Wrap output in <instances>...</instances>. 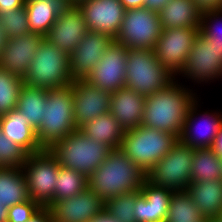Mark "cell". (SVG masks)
<instances>
[{
	"mask_svg": "<svg viewBox=\"0 0 222 222\" xmlns=\"http://www.w3.org/2000/svg\"><path fill=\"white\" fill-rule=\"evenodd\" d=\"M172 81L162 90L145 98L141 125L171 133L178 139L191 104L196 100L193 90Z\"/></svg>",
	"mask_w": 222,
	"mask_h": 222,
	"instance_id": "obj_1",
	"label": "cell"
},
{
	"mask_svg": "<svg viewBox=\"0 0 222 222\" xmlns=\"http://www.w3.org/2000/svg\"><path fill=\"white\" fill-rule=\"evenodd\" d=\"M147 174L120 149H112L105 161L88 177V187L106 200L140 190Z\"/></svg>",
	"mask_w": 222,
	"mask_h": 222,
	"instance_id": "obj_2",
	"label": "cell"
},
{
	"mask_svg": "<svg viewBox=\"0 0 222 222\" xmlns=\"http://www.w3.org/2000/svg\"><path fill=\"white\" fill-rule=\"evenodd\" d=\"M47 150L60 166L80 172L88 178L105 161L112 149L77 129L54 142Z\"/></svg>",
	"mask_w": 222,
	"mask_h": 222,
	"instance_id": "obj_3",
	"label": "cell"
},
{
	"mask_svg": "<svg viewBox=\"0 0 222 222\" xmlns=\"http://www.w3.org/2000/svg\"><path fill=\"white\" fill-rule=\"evenodd\" d=\"M72 84L66 87L47 89L44 118L35 130L38 142L43 149L77 130L73 118Z\"/></svg>",
	"mask_w": 222,
	"mask_h": 222,
	"instance_id": "obj_4",
	"label": "cell"
},
{
	"mask_svg": "<svg viewBox=\"0 0 222 222\" xmlns=\"http://www.w3.org/2000/svg\"><path fill=\"white\" fill-rule=\"evenodd\" d=\"M177 141L171 133L140 125L125 131L120 150L148 174Z\"/></svg>",
	"mask_w": 222,
	"mask_h": 222,
	"instance_id": "obj_5",
	"label": "cell"
},
{
	"mask_svg": "<svg viewBox=\"0 0 222 222\" xmlns=\"http://www.w3.org/2000/svg\"><path fill=\"white\" fill-rule=\"evenodd\" d=\"M23 82L31 87L45 89L66 87L72 84L69 54L44 39Z\"/></svg>",
	"mask_w": 222,
	"mask_h": 222,
	"instance_id": "obj_6",
	"label": "cell"
},
{
	"mask_svg": "<svg viewBox=\"0 0 222 222\" xmlns=\"http://www.w3.org/2000/svg\"><path fill=\"white\" fill-rule=\"evenodd\" d=\"M125 87L145 97L176 78L159 62L153 49H128Z\"/></svg>",
	"mask_w": 222,
	"mask_h": 222,
	"instance_id": "obj_7",
	"label": "cell"
},
{
	"mask_svg": "<svg viewBox=\"0 0 222 222\" xmlns=\"http://www.w3.org/2000/svg\"><path fill=\"white\" fill-rule=\"evenodd\" d=\"M59 167V163L47 149L28 154L22 165L30 199L41 207H49L55 202V181Z\"/></svg>",
	"mask_w": 222,
	"mask_h": 222,
	"instance_id": "obj_8",
	"label": "cell"
},
{
	"mask_svg": "<svg viewBox=\"0 0 222 222\" xmlns=\"http://www.w3.org/2000/svg\"><path fill=\"white\" fill-rule=\"evenodd\" d=\"M159 13L139 7L125 10L120 30L114 39L127 49H153L162 32Z\"/></svg>",
	"mask_w": 222,
	"mask_h": 222,
	"instance_id": "obj_9",
	"label": "cell"
},
{
	"mask_svg": "<svg viewBox=\"0 0 222 222\" xmlns=\"http://www.w3.org/2000/svg\"><path fill=\"white\" fill-rule=\"evenodd\" d=\"M194 149L179 139L164 158L148 172L147 179L154 185L173 191H185L191 183Z\"/></svg>",
	"mask_w": 222,
	"mask_h": 222,
	"instance_id": "obj_10",
	"label": "cell"
},
{
	"mask_svg": "<svg viewBox=\"0 0 222 222\" xmlns=\"http://www.w3.org/2000/svg\"><path fill=\"white\" fill-rule=\"evenodd\" d=\"M198 28L163 29L154 48L156 58L175 77L186 64Z\"/></svg>",
	"mask_w": 222,
	"mask_h": 222,
	"instance_id": "obj_11",
	"label": "cell"
},
{
	"mask_svg": "<svg viewBox=\"0 0 222 222\" xmlns=\"http://www.w3.org/2000/svg\"><path fill=\"white\" fill-rule=\"evenodd\" d=\"M181 74L197 83L222 78V53L200 32L179 75Z\"/></svg>",
	"mask_w": 222,
	"mask_h": 222,
	"instance_id": "obj_12",
	"label": "cell"
},
{
	"mask_svg": "<svg viewBox=\"0 0 222 222\" xmlns=\"http://www.w3.org/2000/svg\"><path fill=\"white\" fill-rule=\"evenodd\" d=\"M127 52L128 49L122 44L113 41L85 80L108 92L124 88Z\"/></svg>",
	"mask_w": 222,
	"mask_h": 222,
	"instance_id": "obj_13",
	"label": "cell"
},
{
	"mask_svg": "<svg viewBox=\"0 0 222 222\" xmlns=\"http://www.w3.org/2000/svg\"><path fill=\"white\" fill-rule=\"evenodd\" d=\"M73 118L77 128L110 112L112 92L91 85L86 80H73Z\"/></svg>",
	"mask_w": 222,
	"mask_h": 222,
	"instance_id": "obj_14",
	"label": "cell"
},
{
	"mask_svg": "<svg viewBox=\"0 0 222 222\" xmlns=\"http://www.w3.org/2000/svg\"><path fill=\"white\" fill-rule=\"evenodd\" d=\"M87 28L116 38L125 13L120 0H85L79 3Z\"/></svg>",
	"mask_w": 222,
	"mask_h": 222,
	"instance_id": "obj_15",
	"label": "cell"
},
{
	"mask_svg": "<svg viewBox=\"0 0 222 222\" xmlns=\"http://www.w3.org/2000/svg\"><path fill=\"white\" fill-rule=\"evenodd\" d=\"M113 41L114 39L107 34L88 30L69 55L73 80H85Z\"/></svg>",
	"mask_w": 222,
	"mask_h": 222,
	"instance_id": "obj_16",
	"label": "cell"
},
{
	"mask_svg": "<svg viewBox=\"0 0 222 222\" xmlns=\"http://www.w3.org/2000/svg\"><path fill=\"white\" fill-rule=\"evenodd\" d=\"M197 106L196 99L189 108L179 140L193 149L211 148L222 125V114L219 111L203 112L204 114L198 118H202L203 121L199 120L198 123Z\"/></svg>",
	"mask_w": 222,
	"mask_h": 222,
	"instance_id": "obj_17",
	"label": "cell"
},
{
	"mask_svg": "<svg viewBox=\"0 0 222 222\" xmlns=\"http://www.w3.org/2000/svg\"><path fill=\"white\" fill-rule=\"evenodd\" d=\"M87 32V24L81 10L72 5L67 11L60 13L44 37L49 43L70 55Z\"/></svg>",
	"mask_w": 222,
	"mask_h": 222,
	"instance_id": "obj_18",
	"label": "cell"
},
{
	"mask_svg": "<svg viewBox=\"0 0 222 222\" xmlns=\"http://www.w3.org/2000/svg\"><path fill=\"white\" fill-rule=\"evenodd\" d=\"M44 39L42 34L32 32L8 39L1 53L0 67L24 79Z\"/></svg>",
	"mask_w": 222,
	"mask_h": 222,
	"instance_id": "obj_19",
	"label": "cell"
},
{
	"mask_svg": "<svg viewBox=\"0 0 222 222\" xmlns=\"http://www.w3.org/2000/svg\"><path fill=\"white\" fill-rule=\"evenodd\" d=\"M53 222H88L104 209V202L89 187L50 206Z\"/></svg>",
	"mask_w": 222,
	"mask_h": 222,
	"instance_id": "obj_20",
	"label": "cell"
},
{
	"mask_svg": "<svg viewBox=\"0 0 222 222\" xmlns=\"http://www.w3.org/2000/svg\"><path fill=\"white\" fill-rule=\"evenodd\" d=\"M136 197L134 215L136 222H165L173 190L160 187L148 179L143 182Z\"/></svg>",
	"mask_w": 222,
	"mask_h": 222,
	"instance_id": "obj_21",
	"label": "cell"
},
{
	"mask_svg": "<svg viewBox=\"0 0 222 222\" xmlns=\"http://www.w3.org/2000/svg\"><path fill=\"white\" fill-rule=\"evenodd\" d=\"M145 98L144 95L126 87L112 92L110 113L125 131L141 125Z\"/></svg>",
	"mask_w": 222,
	"mask_h": 222,
	"instance_id": "obj_22",
	"label": "cell"
},
{
	"mask_svg": "<svg viewBox=\"0 0 222 222\" xmlns=\"http://www.w3.org/2000/svg\"><path fill=\"white\" fill-rule=\"evenodd\" d=\"M71 6L69 0H26L25 9L30 31L45 36L60 13Z\"/></svg>",
	"mask_w": 222,
	"mask_h": 222,
	"instance_id": "obj_23",
	"label": "cell"
},
{
	"mask_svg": "<svg viewBox=\"0 0 222 222\" xmlns=\"http://www.w3.org/2000/svg\"><path fill=\"white\" fill-rule=\"evenodd\" d=\"M0 129L6 137L22 147L28 154L43 150L38 142L36 131L17 109L0 116Z\"/></svg>",
	"mask_w": 222,
	"mask_h": 222,
	"instance_id": "obj_24",
	"label": "cell"
},
{
	"mask_svg": "<svg viewBox=\"0 0 222 222\" xmlns=\"http://www.w3.org/2000/svg\"><path fill=\"white\" fill-rule=\"evenodd\" d=\"M186 192L203 217H219L222 211V179L191 182Z\"/></svg>",
	"mask_w": 222,
	"mask_h": 222,
	"instance_id": "obj_25",
	"label": "cell"
},
{
	"mask_svg": "<svg viewBox=\"0 0 222 222\" xmlns=\"http://www.w3.org/2000/svg\"><path fill=\"white\" fill-rule=\"evenodd\" d=\"M158 13L162 29H200L202 13L192 0H169Z\"/></svg>",
	"mask_w": 222,
	"mask_h": 222,
	"instance_id": "obj_26",
	"label": "cell"
},
{
	"mask_svg": "<svg viewBox=\"0 0 222 222\" xmlns=\"http://www.w3.org/2000/svg\"><path fill=\"white\" fill-rule=\"evenodd\" d=\"M78 130L92 140L105 143L111 149H120L125 133V130L110 112L84 123Z\"/></svg>",
	"mask_w": 222,
	"mask_h": 222,
	"instance_id": "obj_27",
	"label": "cell"
},
{
	"mask_svg": "<svg viewBox=\"0 0 222 222\" xmlns=\"http://www.w3.org/2000/svg\"><path fill=\"white\" fill-rule=\"evenodd\" d=\"M30 200L22 168L0 167V203L9 208Z\"/></svg>",
	"mask_w": 222,
	"mask_h": 222,
	"instance_id": "obj_28",
	"label": "cell"
},
{
	"mask_svg": "<svg viewBox=\"0 0 222 222\" xmlns=\"http://www.w3.org/2000/svg\"><path fill=\"white\" fill-rule=\"evenodd\" d=\"M46 97L47 89L31 87L25 84H23L19 92L16 109L23 114V117L28 119V123L34 130L39 127L45 116Z\"/></svg>",
	"mask_w": 222,
	"mask_h": 222,
	"instance_id": "obj_29",
	"label": "cell"
},
{
	"mask_svg": "<svg viewBox=\"0 0 222 222\" xmlns=\"http://www.w3.org/2000/svg\"><path fill=\"white\" fill-rule=\"evenodd\" d=\"M222 179L221 158L211 149H194L191 182Z\"/></svg>",
	"mask_w": 222,
	"mask_h": 222,
	"instance_id": "obj_30",
	"label": "cell"
},
{
	"mask_svg": "<svg viewBox=\"0 0 222 222\" xmlns=\"http://www.w3.org/2000/svg\"><path fill=\"white\" fill-rule=\"evenodd\" d=\"M200 219L207 218L203 217L186 190L174 191L165 222H196Z\"/></svg>",
	"mask_w": 222,
	"mask_h": 222,
	"instance_id": "obj_31",
	"label": "cell"
},
{
	"mask_svg": "<svg viewBox=\"0 0 222 222\" xmlns=\"http://www.w3.org/2000/svg\"><path fill=\"white\" fill-rule=\"evenodd\" d=\"M55 202L76 196L88 187V178L80 172L60 166L55 181Z\"/></svg>",
	"mask_w": 222,
	"mask_h": 222,
	"instance_id": "obj_32",
	"label": "cell"
},
{
	"mask_svg": "<svg viewBox=\"0 0 222 222\" xmlns=\"http://www.w3.org/2000/svg\"><path fill=\"white\" fill-rule=\"evenodd\" d=\"M23 79L0 67V116L17 108Z\"/></svg>",
	"mask_w": 222,
	"mask_h": 222,
	"instance_id": "obj_33",
	"label": "cell"
},
{
	"mask_svg": "<svg viewBox=\"0 0 222 222\" xmlns=\"http://www.w3.org/2000/svg\"><path fill=\"white\" fill-rule=\"evenodd\" d=\"M140 190L110 198L104 202V210L119 222H136L134 208Z\"/></svg>",
	"mask_w": 222,
	"mask_h": 222,
	"instance_id": "obj_34",
	"label": "cell"
},
{
	"mask_svg": "<svg viewBox=\"0 0 222 222\" xmlns=\"http://www.w3.org/2000/svg\"><path fill=\"white\" fill-rule=\"evenodd\" d=\"M0 25L8 39L19 37L30 31L25 6L0 15Z\"/></svg>",
	"mask_w": 222,
	"mask_h": 222,
	"instance_id": "obj_35",
	"label": "cell"
},
{
	"mask_svg": "<svg viewBox=\"0 0 222 222\" xmlns=\"http://www.w3.org/2000/svg\"><path fill=\"white\" fill-rule=\"evenodd\" d=\"M28 153L0 129V167L22 168Z\"/></svg>",
	"mask_w": 222,
	"mask_h": 222,
	"instance_id": "obj_36",
	"label": "cell"
},
{
	"mask_svg": "<svg viewBox=\"0 0 222 222\" xmlns=\"http://www.w3.org/2000/svg\"><path fill=\"white\" fill-rule=\"evenodd\" d=\"M222 10L202 13L200 33L214 44L222 53ZM221 24V26H220Z\"/></svg>",
	"mask_w": 222,
	"mask_h": 222,
	"instance_id": "obj_37",
	"label": "cell"
},
{
	"mask_svg": "<svg viewBox=\"0 0 222 222\" xmlns=\"http://www.w3.org/2000/svg\"><path fill=\"white\" fill-rule=\"evenodd\" d=\"M41 206L30 200L15 204L8 208L7 222H26L28 221Z\"/></svg>",
	"mask_w": 222,
	"mask_h": 222,
	"instance_id": "obj_38",
	"label": "cell"
},
{
	"mask_svg": "<svg viewBox=\"0 0 222 222\" xmlns=\"http://www.w3.org/2000/svg\"><path fill=\"white\" fill-rule=\"evenodd\" d=\"M201 13L222 10V0H192Z\"/></svg>",
	"mask_w": 222,
	"mask_h": 222,
	"instance_id": "obj_39",
	"label": "cell"
},
{
	"mask_svg": "<svg viewBox=\"0 0 222 222\" xmlns=\"http://www.w3.org/2000/svg\"><path fill=\"white\" fill-rule=\"evenodd\" d=\"M26 222H53L49 207H40L36 213Z\"/></svg>",
	"mask_w": 222,
	"mask_h": 222,
	"instance_id": "obj_40",
	"label": "cell"
},
{
	"mask_svg": "<svg viewBox=\"0 0 222 222\" xmlns=\"http://www.w3.org/2000/svg\"><path fill=\"white\" fill-rule=\"evenodd\" d=\"M26 0H0V15L25 6Z\"/></svg>",
	"mask_w": 222,
	"mask_h": 222,
	"instance_id": "obj_41",
	"label": "cell"
},
{
	"mask_svg": "<svg viewBox=\"0 0 222 222\" xmlns=\"http://www.w3.org/2000/svg\"><path fill=\"white\" fill-rule=\"evenodd\" d=\"M88 222H119L112 217L106 210H102L97 216H94Z\"/></svg>",
	"mask_w": 222,
	"mask_h": 222,
	"instance_id": "obj_42",
	"label": "cell"
},
{
	"mask_svg": "<svg viewBox=\"0 0 222 222\" xmlns=\"http://www.w3.org/2000/svg\"><path fill=\"white\" fill-rule=\"evenodd\" d=\"M211 149L220 157L222 158V125L220 127V130L216 136V139L214 140V143L211 147Z\"/></svg>",
	"mask_w": 222,
	"mask_h": 222,
	"instance_id": "obj_43",
	"label": "cell"
},
{
	"mask_svg": "<svg viewBox=\"0 0 222 222\" xmlns=\"http://www.w3.org/2000/svg\"><path fill=\"white\" fill-rule=\"evenodd\" d=\"M168 1L169 0H145V7L158 12Z\"/></svg>",
	"mask_w": 222,
	"mask_h": 222,
	"instance_id": "obj_44",
	"label": "cell"
},
{
	"mask_svg": "<svg viewBox=\"0 0 222 222\" xmlns=\"http://www.w3.org/2000/svg\"><path fill=\"white\" fill-rule=\"evenodd\" d=\"M125 10L134 9L145 6V0H120Z\"/></svg>",
	"mask_w": 222,
	"mask_h": 222,
	"instance_id": "obj_45",
	"label": "cell"
},
{
	"mask_svg": "<svg viewBox=\"0 0 222 222\" xmlns=\"http://www.w3.org/2000/svg\"><path fill=\"white\" fill-rule=\"evenodd\" d=\"M7 36L5 32L3 31V27L0 25V58H1V53L3 52L4 48L6 47L7 43Z\"/></svg>",
	"mask_w": 222,
	"mask_h": 222,
	"instance_id": "obj_46",
	"label": "cell"
},
{
	"mask_svg": "<svg viewBox=\"0 0 222 222\" xmlns=\"http://www.w3.org/2000/svg\"><path fill=\"white\" fill-rule=\"evenodd\" d=\"M8 208L1 205L0 203V222H7L8 219Z\"/></svg>",
	"mask_w": 222,
	"mask_h": 222,
	"instance_id": "obj_47",
	"label": "cell"
},
{
	"mask_svg": "<svg viewBox=\"0 0 222 222\" xmlns=\"http://www.w3.org/2000/svg\"><path fill=\"white\" fill-rule=\"evenodd\" d=\"M70 1V3L72 4V5H78L79 3H81L82 1H85V0H69Z\"/></svg>",
	"mask_w": 222,
	"mask_h": 222,
	"instance_id": "obj_48",
	"label": "cell"
},
{
	"mask_svg": "<svg viewBox=\"0 0 222 222\" xmlns=\"http://www.w3.org/2000/svg\"><path fill=\"white\" fill-rule=\"evenodd\" d=\"M206 222H221V221L218 220L217 218H213V219H207Z\"/></svg>",
	"mask_w": 222,
	"mask_h": 222,
	"instance_id": "obj_49",
	"label": "cell"
},
{
	"mask_svg": "<svg viewBox=\"0 0 222 222\" xmlns=\"http://www.w3.org/2000/svg\"><path fill=\"white\" fill-rule=\"evenodd\" d=\"M217 219L222 222V211H221V213H220V215H219V217Z\"/></svg>",
	"mask_w": 222,
	"mask_h": 222,
	"instance_id": "obj_50",
	"label": "cell"
},
{
	"mask_svg": "<svg viewBox=\"0 0 222 222\" xmlns=\"http://www.w3.org/2000/svg\"><path fill=\"white\" fill-rule=\"evenodd\" d=\"M206 220H207V219H200V220H198V221H196V222H206Z\"/></svg>",
	"mask_w": 222,
	"mask_h": 222,
	"instance_id": "obj_51",
	"label": "cell"
}]
</instances>
